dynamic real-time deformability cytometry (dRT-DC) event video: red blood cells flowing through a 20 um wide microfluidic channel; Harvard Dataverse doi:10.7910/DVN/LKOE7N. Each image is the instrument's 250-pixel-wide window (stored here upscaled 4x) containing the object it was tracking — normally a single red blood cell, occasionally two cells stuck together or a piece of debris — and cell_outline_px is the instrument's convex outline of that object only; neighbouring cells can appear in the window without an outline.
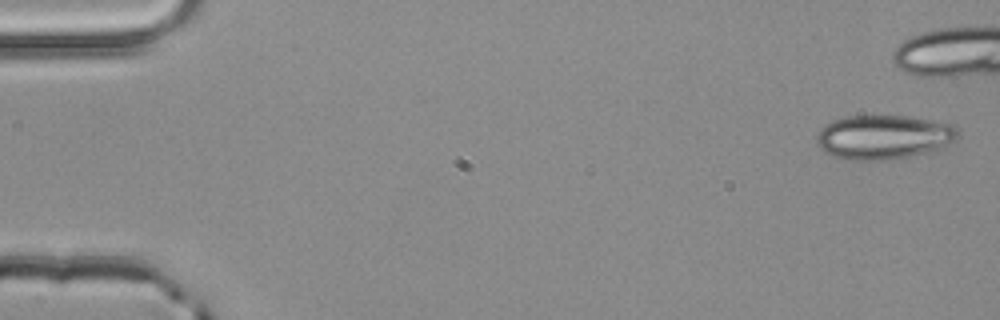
{"species": "common noctule bat (a hibernating species)", "species_latin": "Nyctalus noctula", "temperature_condition": "room temperature", "stored_images_in_passage": 40, "camera_frame_rate_fps": 3000, "um_per_image_px": 0.085, "animal": {"sex": "male", "body_mass_g": 20.4}, "frame": {"image": 1, "passage_image": 1, "time_ms": 0.0, "image_size_px": [1000, 320], "cell_outline_px": [[960, 136], [956, 140], [948, 144], [924, 152], [908, 156], [884, 160], [848, 160], [824, 152], [816, 144], [816, 132], [824, 124], [832, 120], [848, 116], [908, 116], [952, 124], [960, 132]], "centroid_in_image_um": [75.05, 11.64], "position_along_channel_um": 9.9, "area_um2": 36.36}}
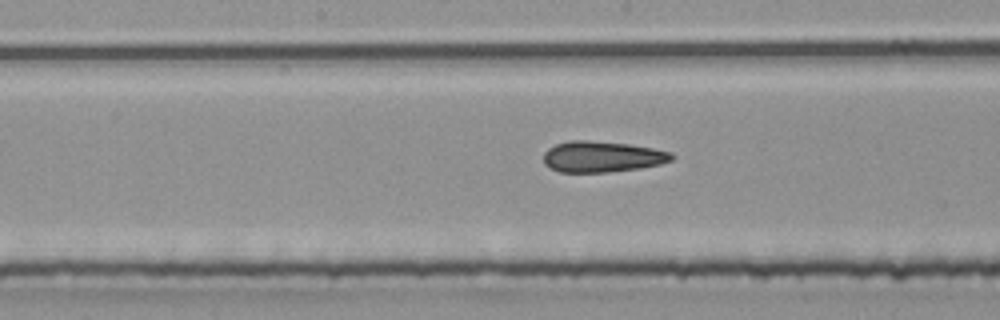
{"frame": {"image": 2, "passage_image": 26, "time_ms": 8.333, "image_size_px": [1000, 320], "cell_outline_px": [[672, 160], [660, 164], [640, 168], [608, 172], [560, 172], [544, 164], [544, 152], [548, 148], [556, 144], [568, 140], [588, 140], [628, 144], [652, 148], [672, 152]], "centroid_in_image_um": [51.16, 13.31], "position_along_channel_um": 197.0, "area_um2": 23.06}}
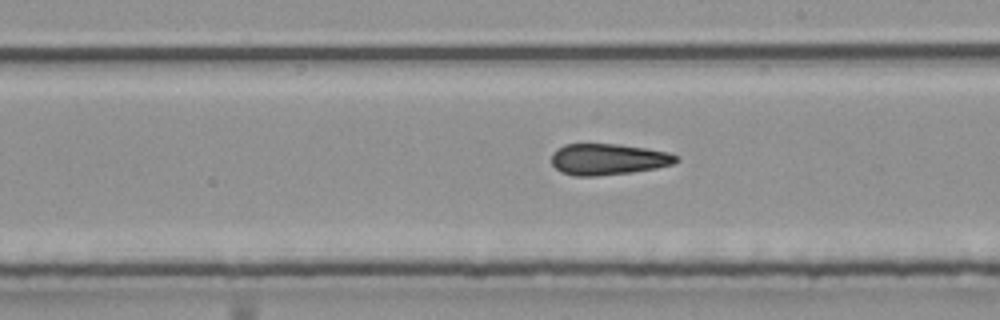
{"frame": {"image": 3, "passage_image": 29, "time_ms": 9.333, "image_size_px": [1000, 320], "cell_outline_px": [[680, 160], [676, 164], [656, 168], [632, 172], [596, 176], [572, 176], [560, 172], [552, 164], [552, 152], [556, 148], [564, 144], [616, 144], [648, 148], [668, 152], [676, 156]], "centroid_in_image_um": [51.69, 13.54], "position_along_channel_um": 237.3, "area_um2": 22.95}}